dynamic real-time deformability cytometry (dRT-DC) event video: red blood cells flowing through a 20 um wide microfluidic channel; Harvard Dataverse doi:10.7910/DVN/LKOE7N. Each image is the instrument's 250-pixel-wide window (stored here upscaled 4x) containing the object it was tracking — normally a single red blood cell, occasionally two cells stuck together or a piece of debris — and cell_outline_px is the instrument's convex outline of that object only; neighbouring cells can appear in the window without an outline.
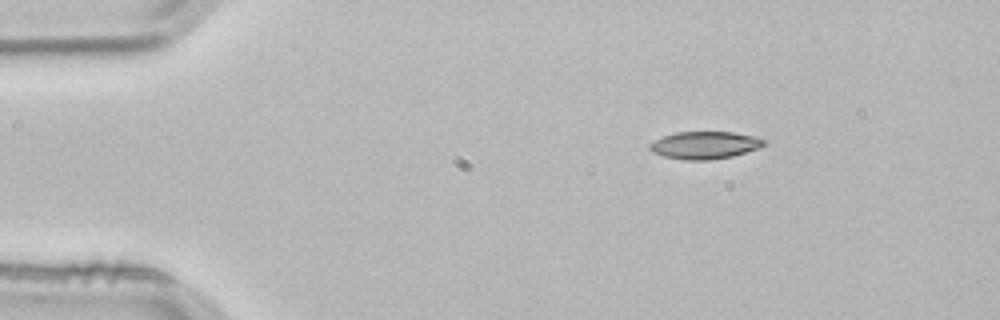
{"species": "common noctule bat (a hibernating species)", "species_latin": "Nyctalus noctula", "temperature_condition": "room temperature", "stored_images_in_passage": 3, "camera_frame_rate_fps": 3000, "um_per_image_px": 0.085, "animal": {"sex": "male", "body_mass_g": 21.5, "forearm_length_mm": 52.0}, "frame": {"image": 1, "passage_image": 1, "time_ms": 0.0, "image_size_px": [1000, 320], "cell_outline_px": [[768, 140], [764, 144], [756, 148], [732, 156], [708, 160], [684, 160], [664, 156], [652, 152], [648, 148], [648, 144], [664, 136], [676, 132], [732, 132], [756, 136]], "centroid_in_image_um": [59.89, 12.33], "position_along_channel_um": 25.1, "area_um2": 18.15}}
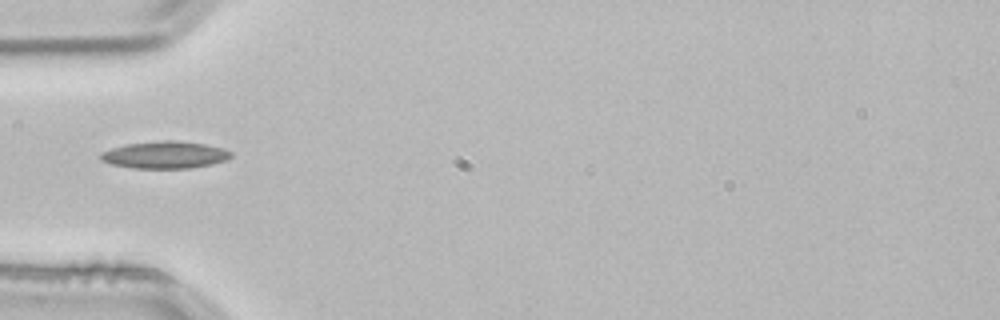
{"frame": {"image": 2, "passage_image": 3, "time_ms": 0.667, "image_size_px": [1000, 320], "cell_outline_px": [[232, 156], [228, 160], [212, 164], [188, 168], [132, 168], [112, 164], [100, 160], [100, 152], [112, 148], [128, 144], [160, 140], [176, 140], [204, 144], [224, 148], [232, 152]], "centroid_in_image_um": [14.04, 13.16], "position_along_channel_um": 71.0, "area_um2": 20.69}}